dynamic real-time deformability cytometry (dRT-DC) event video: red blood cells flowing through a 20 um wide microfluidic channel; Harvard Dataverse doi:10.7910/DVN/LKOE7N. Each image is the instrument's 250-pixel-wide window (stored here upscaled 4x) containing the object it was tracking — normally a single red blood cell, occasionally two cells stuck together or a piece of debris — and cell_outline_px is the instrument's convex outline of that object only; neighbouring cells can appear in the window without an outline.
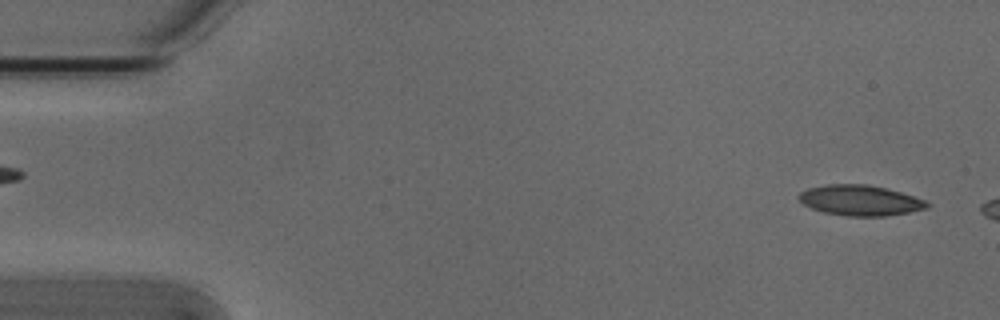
{"species": "Egyptian fruit bat (a non-hibernating species)", "species_latin": "Rousettus aegyptiacus", "temperature_condition": "cold", "stored_images_in_passage": 3, "segment_of_instrument_passage": [2, 2], "camera_frame_rate_fps": 3000, "um_per_image_px": 0.085, "animal": {"sex": "male"}, "frame": {"image": 1, "passage_image": 3, "time_ms": 0.667, "image_size_px": [1000, 320], "cell_outline_px": [[932, 204], [928, 208], [908, 212], [884, 216], [844, 216], [824, 212], [812, 208], [804, 204], [796, 196], [800, 192], [808, 188], [828, 184], [868, 184], [900, 192], [924, 200]], "centroid_in_image_um": [73.1, 17.03], "position_along_channel_um": 11.9, "area_um2": 22.66}}